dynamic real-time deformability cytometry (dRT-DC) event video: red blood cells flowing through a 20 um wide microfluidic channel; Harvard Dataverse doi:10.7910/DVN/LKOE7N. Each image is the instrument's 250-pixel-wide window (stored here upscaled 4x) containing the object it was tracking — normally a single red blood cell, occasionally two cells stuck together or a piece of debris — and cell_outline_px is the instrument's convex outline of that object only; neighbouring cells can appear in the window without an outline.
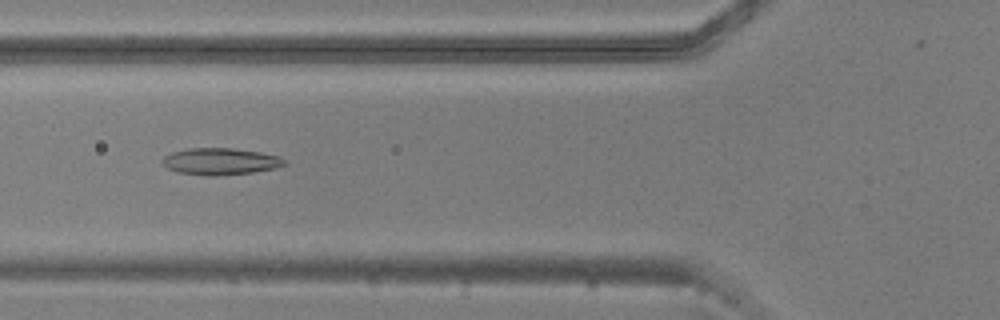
{"species": "common noctule bat (a hibernating species)", "species_latin": "Nyctalus noctula", "temperature_condition": "warm", "stored_images_in_passage": 53, "camera_frame_rate_fps": 3000, "um_per_image_px": 0.085, "animal": {"sex": "male", "body_mass_g": 20.5, "forearm_length_mm": 52.5}, "frame": {"image": 1, "passage_image": 19, "time_ms": 6.0, "image_size_px": [1000, 320], "cell_outline_px": [[288, 164], [276, 168], [252, 172], [216, 176], [208, 176], [176, 172], [160, 164], [160, 160], [164, 156], [172, 152], [188, 148], [232, 148], [260, 152], [280, 156], [288, 160]], "centroid_in_image_um": [18.73, 13.72], "position_along_channel_um": 107.1, "area_um2": 19.36}}
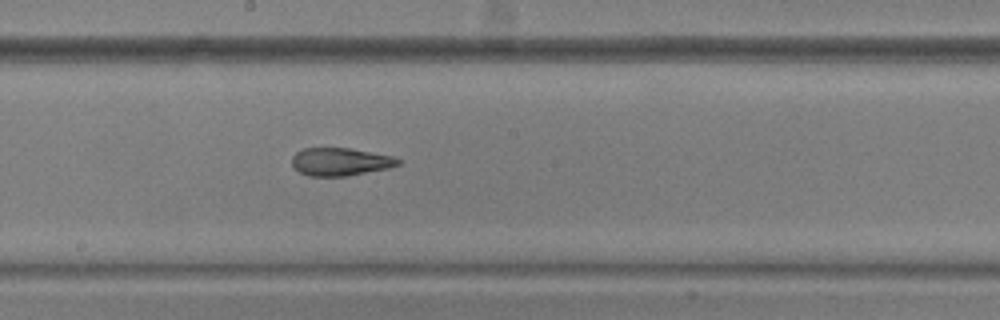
{"frame": {"image": 2, "passage_image": 28, "time_ms": 9.0, "image_size_px": [1000, 320], "cell_outline_px": [[400, 164], [388, 168], [348, 176], [308, 176], [300, 172], [292, 164], [292, 156], [296, 152], [304, 148], [352, 148], [392, 156], [400, 160]], "centroid_in_image_um": [28.92, 13.74], "position_along_channel_um": 219.3, "area_um2": 17.22}}
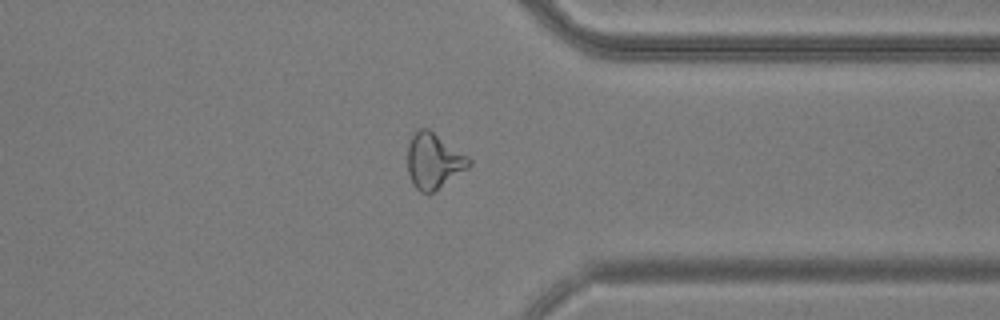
{"frame": {"image": 3, "passage_image": 41, "time_ms": 13.333, "image_size_px": [1000, 320], "cell_outline_px": [[472, 164], [468, 168], [428, 196], [420, 192], [412, 184], [408, 172], [408, 144], [412, 136], [420, 128], [428, 128], [468, 156], [472, 160]], "centroid_in_image_um": [36.87, 13.71], "position_along_channel_um": 374.5, "area_um2": 19.94}, "authors_computed_cell_mechanics": {"area_um2": 19.941, "velocity_mm_per_s": 3.7248, "shape_relaxation_time_tau1_ms": null, "shape_relaxation_time_tau2_ms": 2.8517, "deformation_change_tau1": null, "deformation_change_tau2": 0.1215}}